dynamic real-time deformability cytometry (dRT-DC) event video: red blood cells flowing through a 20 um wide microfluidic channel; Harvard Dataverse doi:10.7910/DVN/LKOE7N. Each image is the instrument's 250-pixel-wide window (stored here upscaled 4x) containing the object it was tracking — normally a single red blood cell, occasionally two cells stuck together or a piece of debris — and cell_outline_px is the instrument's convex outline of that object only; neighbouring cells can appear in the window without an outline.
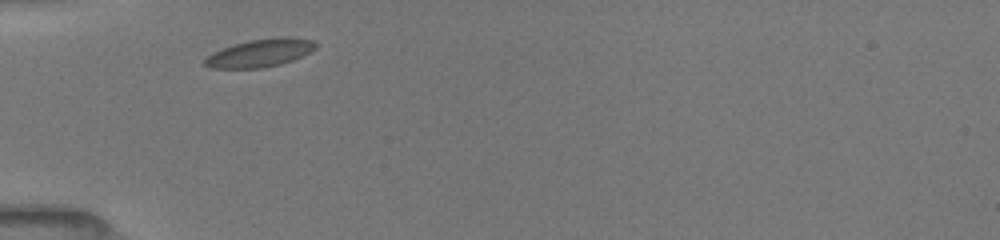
{"species": "common noctule bat (a hibernating species)", "species_latin": "Nyctalus noctula", "temperature_condition": "room temperature", "stored_images_in_passage": 7, "camera_frame_rate_fps": 3000, "um_per_image_px": 0.085, "animal": {"sex": "female", "body_mass_g": 19.5, "forearm_length_mm": 54.1}, "frame": {"image": 1, "passage_image": 1, "time_ms": 0.0, "image_size_px": [1000, 240], "cell_outline_px": [[316, 48], [292, 60], [280, 64], [264, 68], [212, 68], [204, 64], [204, 60], [212, 52], [248, 40], [280, 36], [288, 36], [316, 40]], "centroid_in_image_um": [22.14, 4.49], "position_along_channel_um": 62.9, "area_um2": 17.98}}
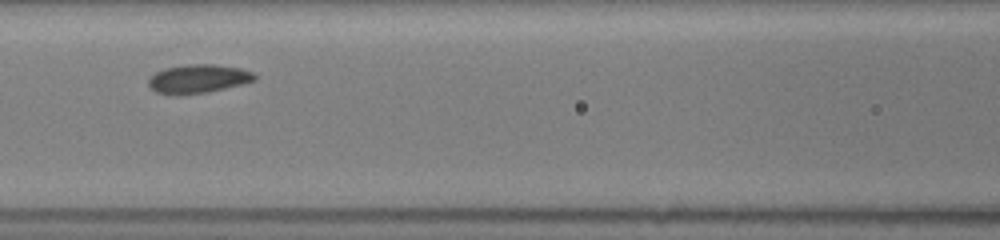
{"frame": {"image": 2, "passage_image": 5, "time_ms": 2.333, "image_size_px": [1000, 240], "cell_outline_px": [[256, 80], [244, 84], [208, 92], [156, 92], [148, 88], [148, 80], [156, 72], [164, 68], [188, 64], [216, 64], [240, 68], [252, 72], [256, 76]], "centroid_in_image_um": [16.9, 6.66], "position_along_channel_um": 149.7, "area_um2": 17.28}}
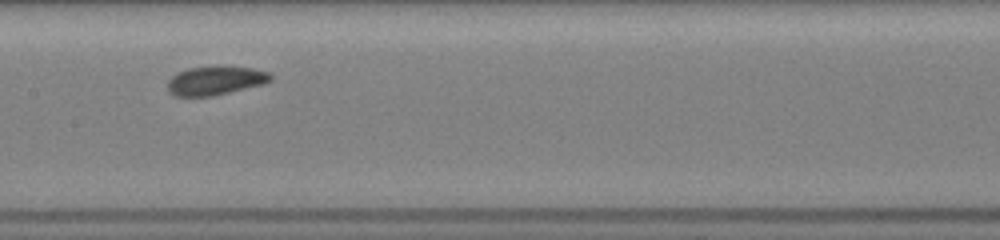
{"frame": {"image": 3, "passage_image": 6, "time_ms": 3.333, "image_size_px": [1000, 240], "cell_outline_px": [[272, 80], [264, 84], [212, 96], [176, 96], [168, 92], [168, 80], [176, 72], [188, 68], [216, 64], [252, 68], [268, 72], [272, 76]], "centroid_in_image_um": [18.3, 6.82], "position_along_channel_um": 189.1, "area_um2": 17.74}}